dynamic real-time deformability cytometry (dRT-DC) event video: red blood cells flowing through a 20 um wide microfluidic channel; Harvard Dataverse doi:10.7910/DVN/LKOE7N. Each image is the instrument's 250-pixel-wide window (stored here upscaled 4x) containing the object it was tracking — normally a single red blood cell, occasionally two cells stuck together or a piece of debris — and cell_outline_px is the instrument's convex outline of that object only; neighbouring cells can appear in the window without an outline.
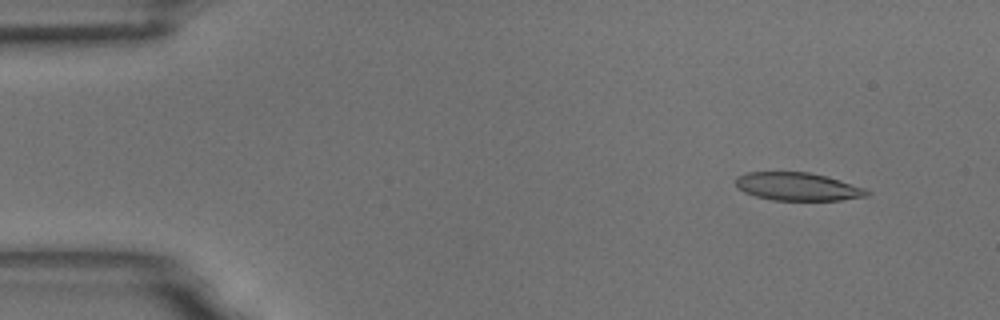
{"species": "common noctule bat (a hibernating species)", "species_latin": "Nyctalus noctula", "temperature_condition": "room temperature", "stored_images_in_passage": 52, "camera_frame_rate_fps": 3000, "um_per_image_px": 0.085, "animal": {"sex": "male", "body_mass_g": 18.8}, "frame": {"image": 1, "passage_image": 2, "time_ms": 0.333, "image_size_px": [1000, 320], "cell_outline_px": [[872, 192], [868, 196], [840, 200], [772, 200], [756, 196], [744, 192], [736, 188], [736, 176], [744, 172], [808, 172], [828, 176], [864, 188]], "centroid_in_image_um": [67.78, 15.85], "position_along_channel_um": 17.2, "area_um2": 21.56}}
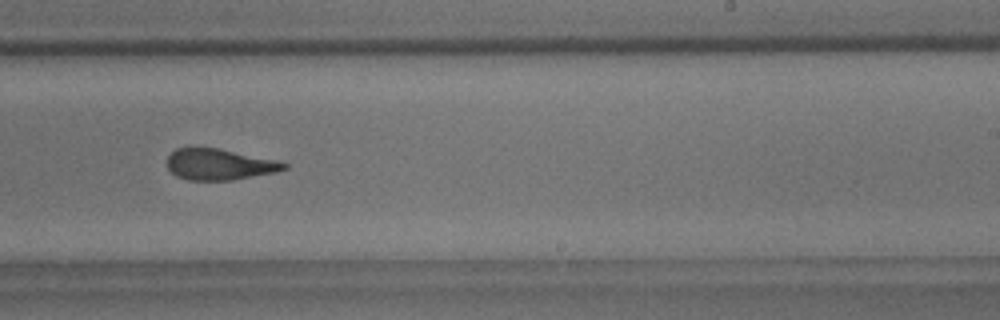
{"frame": {"image": 2, "passage_image": 31, "time_ms": 10.0, "image_size_px": [1000, 320], "cell_outline_px": [[288, 168], [276, 172], [232, 180], [188, 180], [176, 176], [168, 168], [168, 156], [176, 148], [192, 144], [216, 148], [280, 160], [288, 164]], "centroid_in_image_um": [18.63, 13.94], "position_along_channel_um": 270.4, "area_um2": 21.73}}
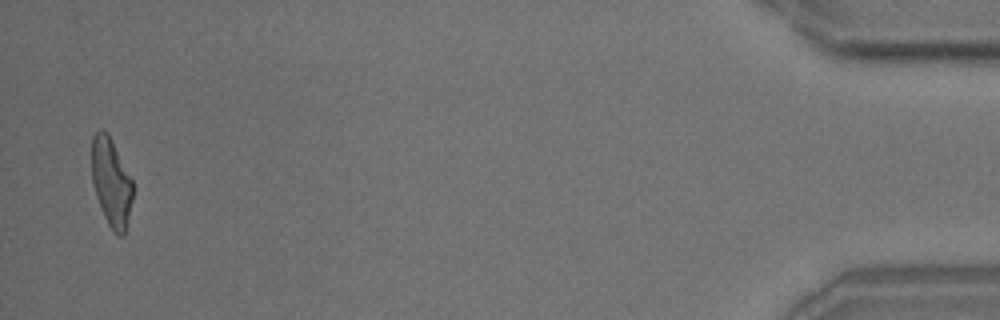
{"frame": {"image": 3, "passage_image": 51, "time_ms": 16.667, "image_size_px": [1000, 320], "cell_outline_px": [[132, 200], [124, 236], [116, 236], [112, 232], [104, 216], [96, 196], [92, 184], [92, 136], [100, 128], [108, 132], [132, 180]], "centroid_in_image_um": [9.44, 15.5], "position_along_channel_um": 425.8, "area_um2": 21.15}, "authors_computed_cell_mechanics": {"area_um2": 22.3975, "velocity_mm_per_s": 3.6335, "shape_relaxation_time_tau1_ms": 8.4869, "shape_relaxation_time_tau2_ms": 2.2299, "deformation_change_tau1": 0.2221, "deformation_change_tau2": 0.1232}}